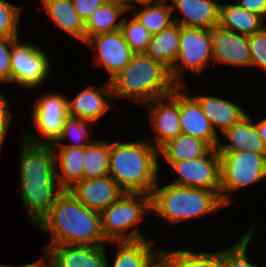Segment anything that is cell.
<instances>
[{"mask_svg":"<svg viewBox=\"0 0 266 267\" xmlns=\"http://www.w3.org/2000/svg\"><path fill=\"white\" fill-rule=\"evenodd\" d=\"M167 162L179 175L172 184L215 191L220 195V157L217 148L196 159Z\"/></svg>","mask_w":266,"mask_h":267,"instance_id":"11","label":"cell"},{"mask_svg":"<svg viewBox=\"0 0 266 267\" xmlns=\"http://www.w3.org/2000/svg\"><path fill=\"white\" fill-rule=\"evenodd\" d=\"M0 267H14V266H10V265H0Z\"/></svg>","mask_w":266,"mask_h":267,"instance_id":"45","label":"cell"},{"mask_svg":"<svg viewBox=\"0 0 266 267\" xmlns=\"http://www.w3.org/2000/svg\"><path fill=\"white\" fill-rule=\"evenodd\" d=\"M159 182L158 180L151 194V212H156L170 224L200 218L225 206L215 191L172 183L160 188Z\"/></svg>","mask_w":266,"mask_h":267,"instance_id":"5","label":"cell"},{"mask_svg":"<svg viewBox=\"0 0 266 267\" xmlns=\"http://www.w3.org/2000/svg\"><path fill=\"white\" fill-rule=\"evenodd\" d=\"M110 84L113 96L133 99L142 106L170 95L177 87L169 69L145 53H135L124 69L110 80Z\"/></svg>","mask_w":266,"mask_h":267,"instance_id":"4","label":"cell"},{"mask_svg":"<svg viewBox=\"0 0 266 267\" xmlns=\"http://www.w3.org/2000/svg\"><path fill=\"white\" fill-rule=\"evenodd\" d=\"M121 32L124 39L134 53H144L151 40V34L146 28L134 17L127 21L123 18Z\"/></svg>","mask_w":266,"mask_h":267,"instance_id":"34","label":"cell"},{"mask_svg":"<svg viewBox=\"0 0 266 267\" xmlns=\"http://www.w3.org/2000/svg\"><path fill=\"white\" fill-rule=\"evenodd\" d=\"M193 97L199 102L203 113L216 133L217 128L223 134L247 115L237 103L235 104L232 101L209 95H193Z\"/></svg>","mask_w":266,"mask_h":267,"instance_id":"20","label":"cell"},{"mask_svg":"<svg viewBox=\"0 0 266 267\" xmlns=\"http://www.w3.org/2000/svg\"><path fill=\"white\" fill-rule=\"evenodd\" d=\"M223 134L226 139H229L230 143H218V151H248L256 154H266V149L257 133L255 123L248 114Z\"/></svg>","mask_w":266,"mask_h":267,"instance_id":"22","label":"cell"},{"mask_svg":"<svg viewBox=\"0 0 266 267\" xmlns=\"http://www.w3.org/2000/svg\"><path fill=\"white\" fill-rule=\"evenodd\" d=\"M106 245L44 246L42 252L50 256L44 267H106Z\"/></svg>","mask_w":266,"mask_h":267,"instance_id":"14","label":"cell"},{"mask_svg":"<svg viewBox=\"0 0 266 267\" xmlns=\"http://www.w3.org/2000/svg\"><path fill=\"white\" fill-rule=\"evenodd\" d=\"M264 19L236 4H220L218 26L244 36L261 30Z\"/></svg>","mask_w":266,"mask_h":267,"instance_id":"24","label":"cell"},{"mask_svg":"<svg viewBox=\"0 0 266 267\" xmlns=\"http://www.w3.org/2000/svg\"><path fill=\"white\" fill-rule=\"evenodd\" d=\"M211 149L203 139L181 133L159 149V156L166 161L192 160L205 156Z\"/></svg>","mask_w":266,"mask_h":267,"instance_id":"28","label":"cell"},{"mask_svg":"<svg viewBox=\"0 0 266 267\" xmlns=\"http://www.w3.org/2000/svg\"><path fill=\"white\" fill-rule=\"evenodd\" d=\"M186 85L179 86V119L181 133L198 137L206 141L212 148H217L219 138L210 121L202 111L199 102L187 95Z\"/></svg>","mask_w":266,"mask_h":267,"instance_id":"15","label":"cell"},{"mask_svg":"<svg viewBox=\"0 0 266 267\" xmlns=\"http://www.w3.org/2000/svg\"><path fill=\"white\" fill-rule=\"evenodd\" d=\"M21 8L6 0H0V37L19 38L18 22Z\"/></svg>","mask_w":266,"mask_h":267,"instance_id":"35","label":"cell"},{"mask_svg":"<svg viewBox=\"0 0 266 267\" xmlns=\"http://www.w3.org/2000/svg\"><path fill=\"white\" fill-rule=\"evenodd\" d=\"M255 123V126H256V130H257V133L259 135V137L262 139V142L264 144V147L266 149V118L262 121H260L259 123Z\"/></svg>","mask_w":266,"mask_h":267,"instance_id":"41","label":"cell"},{"mask_svg":"<svg viewBox=\"0 0 266 267\" xmlns=\"http://www.w3.org/2000/svg\"><path fill=\"white\" fill-rule=\"evenodd\" d=\"M213 61L252 66L247 36L216 26L212 29Z\"/></svg>","mask_w":266,"mask_h":267,"instance_id":"17","label":"cell"},{"mask_svg":"<svg viewBox=\"0 0 266 267\" xmlns=\"http://www.w3.org/2000/svg\"><path fill=\"white\" fill-rule=\"evenodd\" d=\"M220 157V197L228 205V192L254 184L266 178V154L248 151H218Z\"/></svg>","mask_w":266,"mask_h":267,"instance_id":"7","label":"cell"},{"mask_svg":"<svg viewBox=\"0 0 266 267\" xmlns=\"http://www.w3.org/2000/svg\"><path fill=\"white\" fill-rule=\"evenodd\" d=\"M106 1L121 3L124 6L128 7L129 10L134 7V4H131L132 0H106Z\"/></svg>","mask_w":266,"mask_h":267,"instance_id":"42","label":"cell"},{"mask_svg":"<svg viewBox=\"0 0 266 267\" xmlns=\"http://www.w3.org/2000/svg\"><path fill=\"white\" fill-rule=\"evenodd\" d=\"M247 38L252 66L261 67L266 72V25Z\"/></svg>","mask_w":266,"mask_h":267,"instance_id":"36","label":"cell"},{"mask_svg":"<svg viewBox=\"0 0 266 267\" xmlns=\"http://www.w3.org/2000/svg\"><path fill=\"white\" fill-rule=\"evenodd\" d=\"M48 58L36 45L18 40L11 49V83L27 89L40 86L50 71Z\"/></svg>","mask_w":266,"mask_h":267,"instance_id":"10","label":"cell"},{"mask_svg":"<svg viewBox=\"0 0 266 267\" xmlns=\"http://www.w3.org/2000/svg\"><path fill=\"white\" fill-rule=\"evenodd\" d=\"M128 10L121 3L106 1L85 21L86 42L93 36L120 30L123 19L118 18Z\"/></svg>","mask_w":266,"mask_h":267,"instance_id":"27","label":"cell"},{"mask_svg":"<svg viewBox=\"0 0 266 267\" xmlns=\"http://www.w3.org/2000/svg\"><path fill=\"white\" fill-rule=\"evenodd\" d=\"M110 142L94 140L84 147L83 179L109 175Z\"/></svg>","mask_w":266,"mask_h":267,"instance_id":"31","label":"cell"},{"mask_svg":"<svg viewBox=\"0 0 266 267\" xmlns=\"http://www.w3.org/2000/svg\"><path fill=\"white\" fill-rule=\"evenodd\" d=\"M150 143L110 142L109 175L124 193L151 196L159 180V150Z\"/></svg>","mask_w":266,"mask_h":267,"instance_id":"3","label":"cell"},{"mask_svg":"<svg viewBox=\"0 0 266 267\" xmlns=\"http://www.w3.org/2000/svg\"><path fill=\"white\" fill-rule=\"evenodd\" d=\"M36 227L52 236L47 246L107 244L101 213L87 208L69 190L57 196Z\"/></svg>","mask_w":266,"mask_h":267,"instance_id":"2","label":"cell"},{"mask_svg":"<svg viewBox=\"0 0 266 267\" xmlns=\"http://www.w3.org/2000/svg\"><path fill=\"white\" fill-rule=\"evenodd\" d=\"M180 52V25L172 24L167 29L151 36L144 52L153 60L161 62L169 70Z\"/></svg>","mask_w":266,"mask_h":267,"instance_id":"26","label":"cell"},{"mask_svg":"<svg viewBox=\"0 0 266 267\" xmlns=\"http://www.w3.org/2000/svg\"><path fill=\"white\" fill-rule=\"evenodd\" d=\"M167 1V0H166ZM172 10L183 18L174 19L180 26L213 29L218 26L220 4L214 0H170ZM176 8V9H175Z\"/></svg>","mask_w":266,"mask_h":267,"instance_id":"18","label":"cell"},{"mask_svg":"<svg viewBox=\"0 0 266 267\" xmlns=\"http://www.w3.org/2000/svg\"><path fill=\"white\" fill-rule=\"evenodd\" d=\"M209 59L213 60L212 29L180 26V52L169 70L172 81L183 86V71L201 73Z\"/></svg>","mask_w":266,"mask_h":267,"instance_id":"8","label":"cell"},{"mask_svg":"<svg viewBox=\"0 0 266 267\" xmlns=\"http://www.w3.org/2000/svg\"><path fill=\"white\" fill-rule=\"evenodd\" d=\"M151 210V196L141 193H123L101 212L102 230L107 242L136 241L145 239L137 223ZM133 230L127 233L129 228Z\"/></svg>","mask_w":266,"mask_h":267,"instance_id":"6","label":"cell"},{"mask_svg":"<svg viewBox=\"0 0 266 267\" xmlns=\"http://www.w3.org/2000/svg\"><path fill=\"white\" fill-rule=\"evenodd\" d=\"M155 267H164L161 262H159Z\"/></svg>","mask_w":266,"mask_h":267,"instance_id":"44","label":"cell"},{"mask_svg":"<svg viewBox=\"0 0 266 267\" xmlns=\"http://www.w3.org/2000/svg\"><path fill=\"white\" fill-rule=\"evenodd\" d=\"M237 4L266 19V0H240Z\"/></svg>","mask_w":266,"mask_h":267,"instance_id":"40","label":"cell"},{"mask_svg":"<svg viewBox=\"0 0 266 267\" xmlns=\"http://www.w3.org/2000/svg\"><path fill=\"white\" fill-rule=\"evenodd\" d=\"M168 103H164V100ZM150 110L147 117L151 118V124L156 134V149H160L169 140L181 134L179 119V86L170 95L156 98L143 105Z\"/></svg>","mask_w":266,"mask_h":267,"instance_id":"12","label":"cell"},{"mask_svg":"<svg viewBox=\"0 0 266 267\" xmlns=\"http://www.w3.org/2000/svg\"><path fill=\"white\" fill-rule=\"evenodd\" d=\"M117 245L113 267H155L160 262V249L155 250L153 241L113 242ZM154 248V250H153ZM106 267L108 263H106Z\"/></svg>","mask_w":266,"mask_h":267,"instance_id":"21","label":"cell"},{"mask_svg":"<svg viewBox=\"0 0 266 267\" xmlns=\"http://www.w3.org/2000/svg\"><path fill=\"white\" fill-rule=\"evenodd\" d=\"M255 228V226L250 227L232 247L221 251V267H262L254 265L247 258V246L252 240Z\"/></svg>","mask_w":266,"mask_h":267,"instance_id":"32","label":"cell"},{"mask_svg":"<svg viewBox=\"0 0 266 267\" xmlns=\"http://www.w3.org/2000/svg\"><path fill=\"white\" fill-rule=\"evenodd\" d=\"M106 96H113L110 81L98 88L88 87L74 99L70 100L68 98V115L96 123L110 107L105 100Z\"/></svg>","mask_w":266,"mask_h":267,"instance_id":"19","label":"cell"},{"mask_svg":"<svg viewBox=\"0 0 266 267\" xmlns=\"http://www.w3.org/2000/svg\"><path fill=\"white\" fill-rule=\"evenodd\" d=\"M79 17L86 21L106 0H71Z\"/></svg>","mask_w":266,"mask_h":267,"instance_id":"38","label":"cell"},{"mask_svg":"<svg viewBox=\"0 0 266 267\" xmlns=\"http://www.w3.org/2000/svg\"><path fill=\"white\" fill-rule=\"evenodd\" d=\"M68 190L87 208L100 213L124 193L110 175L82 179Z\"/></svg>","mask_w":266,"mask_h":267,"instance_id":"16","label":"cell"},{"mask_svg":"<svg viewBox=\"0 0 266 267\" xmlns=\"http://www.w3.org/2000/svg\"><path fill=\"white\" fill-rule=\"evenodd\" d=\"M16 267V266H14ZM19 267V266H17ZM21 267H44V264H43V259H40L36 262H33V263H30V264H27V265H22Z\"/></svg>","mask_w":266,"mask_h":267,"instance_id":"43","label":"cell"},{"mask_svg":"<svg viewBox=\"0 0 266 267\" xmlns=\"http://www.w3.org/2000/svg\"><path fill=\"white\" fill-rule=\"evenodd\" d=\"M86 44L94 48L98 64L108 71V81L121 72L135 54L126 43L121 30L93 36Z\"/></svg>","mask_w":266,"mask_h":267,"instance_id":"13","label":"cell"},{"mask_svg":"<svg viewBox=\"0 0 266 267\" xmlns=\"http://www.w3.org/2000/svg\"><path fill=\"white\" fill-rule=\"evenodd\" d=\"M52 21L70 36L86 43L85 21L75 11L71 0H42Z\"/></svg>","mask_w":266,"mask_h":267,"instance_id":"25","label":"cell"},{"mask_svg":"<svg viewBox=\"0 0 266 267\" xmlns=\"http://www.w3.org/2000/svg\"><path fill=\"white\" fill-rule=\"evenodd\" d=\"M18 38L0 37V81L11 82V49Z\"/></svg>","mask_w":266,"mask_h":267,"instance_id":"37","label":"cell"},{"mask_svg":"<svg viewBox=\"0 0 266 267\" xmlns=\"http://www.w3.org/2000/svg\"><path fill=\"white\" fill-rule=\"evenodd\" d=\"M94 123L90 120L81 119L80 117H74L68 115L63 127L62 134L58 141L53 145L56 146H69V147H86L90 142L94 140H89L90 134L89 129L90 124ZM65 138H71L77 141L75 144H63L62 141H66ZM62 142V143H61Z\"/></svg>","mask_w":266,"mask_h":267,"instance_id":"33","label":"cell"},{"mask_svg":"<svg viewBox=\"0 0 266 267\" xmlns=\"http://www.w3.org/2000/svg\"><path fill=\"white\" fill-rule=\"evenodd\" d=\"M68 116V98L60 93L44 94L34 103L32 120L35 130L43 139L34 138L30 133L24 139L34 144L53 145L60 138Z\"/></svg>","mask_w":266,"mask_h":267,"instance_id":"9","label":"cell"},{"mask_svg":"<svg viewBox=\"0 0 266 267\" xmlns=\"http://www.w3.org/2000/svg\"><path fill=\"white\" fill-rule=\"evenodd\" d=\"M142 10L133 8L134 17L146 28L151 34H157L164 29H167L172 24V6L165 4V0H145L136 1Z\"/></svg>","mask_w":266,"mask_h":267,"instance_id":"29","label":"cell"},{"mask_svg":"<svg viewBox=\"0 0 266 267\" xmlns=\"http://www.w3.org/2000/svg\"><path fill=\"white\" fill-rule=\"evenodd\" d=\"M160 262L164 267H221V251L160 250Z\"/></svg>","mask_w":266,"mask_h":267,"instance_id":"30","label":"cell"},{"mask_svg":"<svg viewBox=\"0 0 266 267\" xmlns=\"http://www.w3.org/2000/svg\"><path fill=\"white\" fill-rule=\"evenodd\" d=\"M8 103L9 101L0 93V151L12 119Z\"/></svg>","mask_w":266,"mask_h":267,"instance_id":"39","label":"cell"},{"mask_svg":"<svg viewBox=\"0 0 266 267\" xmlns=\"http://www.w3.org/2000/svg\"><path fill=\"white\" fill-rule=\"evenodd\" d=\"M51 146L55 155L56 177L59 186L63 190H68L83 179L84 147L59 146L57 149L55 145ZM58 161L60 165L57 164ZM58 165L61 172L58 171Z\"/></svg>","mask_w":266,"mask_h":267,"instance_id":"23","label":"cell"},{"mask_svg":"<svg viewBox=\"0 0 266 267\" xmlns=\"http://www.w3.org/2000/svg\"><path fill=\"white\" fill-rule=\"evenodd\" d=\"M22 148L19 188L28 220L36 226L49 212L63 189L56 177L52 146L34 144L23 138Z\"/></svg>","mask_w":266,"mask_h":267,"instance_id":"1","label":"cell"}]
</instances>
